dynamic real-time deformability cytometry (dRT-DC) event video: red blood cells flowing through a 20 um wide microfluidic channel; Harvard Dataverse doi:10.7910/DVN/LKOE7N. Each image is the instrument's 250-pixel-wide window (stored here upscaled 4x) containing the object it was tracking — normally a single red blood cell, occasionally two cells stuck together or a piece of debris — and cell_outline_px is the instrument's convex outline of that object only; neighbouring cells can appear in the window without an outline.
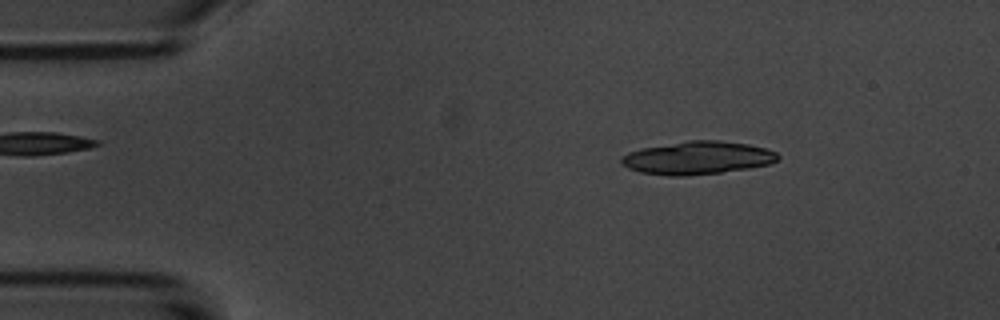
{"species": "common noctule bat (a hibernating species)", "species_latin": "Nyctalus noctula", "temperature_condition": "room temperature", "stored_images_in_passage": 5, "camera_frame_rate_fps": 3000, "um_per_image_px": 0.085, "animal": {"sex": "male", "body_mass_g": 20.1, "forearm_length_mm": 53.5}, "frame": {"image": 1, "passage_image": 3, "time_ms": 2.333, "image_size_px": [1000, 320], "cell_outline_px": [[780, 156], [776, 160], [768, 164], [748, 168], [720, 172], [684, 176], [668, 176], [640, 172], [628, 168], [620, 164], [620, 156], [628, 152], [640, 148], [688, 140], [720, 140], [748, 144], [764, 148], [776, 152]], "centroid_in_image_um": [59.22, 13.41], "position_along_channel_um": 25.8, "area_um2": 30.17}}